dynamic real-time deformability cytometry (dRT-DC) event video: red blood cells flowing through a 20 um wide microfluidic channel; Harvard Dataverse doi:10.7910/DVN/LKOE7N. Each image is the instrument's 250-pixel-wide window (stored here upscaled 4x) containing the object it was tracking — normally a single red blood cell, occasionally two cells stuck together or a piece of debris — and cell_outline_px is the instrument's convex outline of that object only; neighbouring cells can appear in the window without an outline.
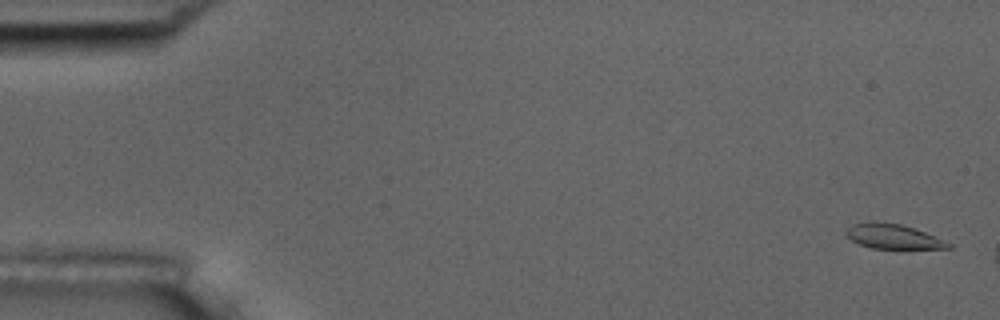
{"species": "common noctule bat (a hibernating species)", "species_latin": "Nyctalus noctula", "temperature_condition": "room temperature", "stored_images_in_passage": 4, "camera_frame_rate_fps": 3000, "um_per_image_px": 0.085, "animal": {"sex": "male", "body_mass_g": 17.5, "forearm_length_mm": 52.3}, "frame": {"image": 1, "passage_image": 1, "time_ms": 0.0, "image_size_px": [1000, 320], "cell_outline_px": [[952, 248], [872, 248], [860, 244], [844, 236], [844, 232], [852, 224], [900, 224], [924, 232], [952, 244]], "centroid_in_image_um": [75.9, 20.14], "position_along_channel_um": 9.1, "area_um2": 13.87}}